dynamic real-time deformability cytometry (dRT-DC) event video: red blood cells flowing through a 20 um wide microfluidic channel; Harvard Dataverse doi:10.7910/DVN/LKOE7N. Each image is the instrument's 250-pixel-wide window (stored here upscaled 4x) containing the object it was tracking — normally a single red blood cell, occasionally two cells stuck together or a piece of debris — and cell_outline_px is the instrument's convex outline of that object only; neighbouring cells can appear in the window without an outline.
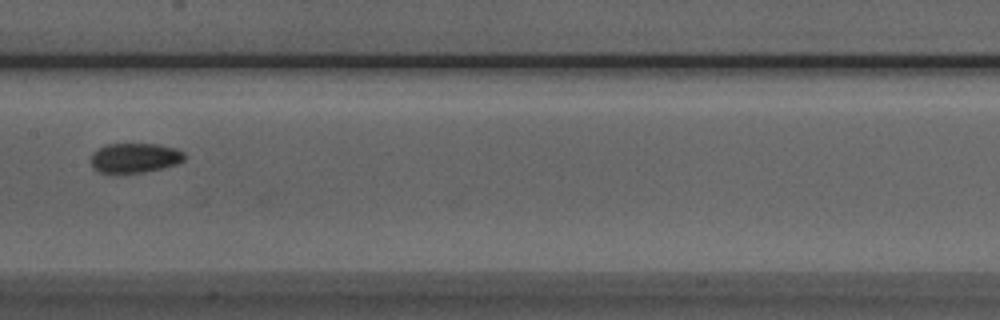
{"species": "Egyptian fruit bat (a non-hibernating species)", "species_latin": "Rousettus aegyptiacus", "temperature_condition": "room temperature", "stored_images_in_passage": 6, "camera_frame_rate_fps": 3000, "um_per_image_px": 0.085, "animal": {"sex": "male"}, "frame": {"image": 1, "passage_image": 6, "time_ms": 5.667, "image_size_px": [1000, 320], "cell_outline_px": [[184, 160], [176, 164], [144, 172], [116, 176], [100, 172], [92, 168], [92, 152], [104, 144], [160, 144], [176, 148], [184, 152]], "centroid_in_image_um": [11.41, 13.45], "position_along_channel_um": 196.0, "area_um2": 16.7}}